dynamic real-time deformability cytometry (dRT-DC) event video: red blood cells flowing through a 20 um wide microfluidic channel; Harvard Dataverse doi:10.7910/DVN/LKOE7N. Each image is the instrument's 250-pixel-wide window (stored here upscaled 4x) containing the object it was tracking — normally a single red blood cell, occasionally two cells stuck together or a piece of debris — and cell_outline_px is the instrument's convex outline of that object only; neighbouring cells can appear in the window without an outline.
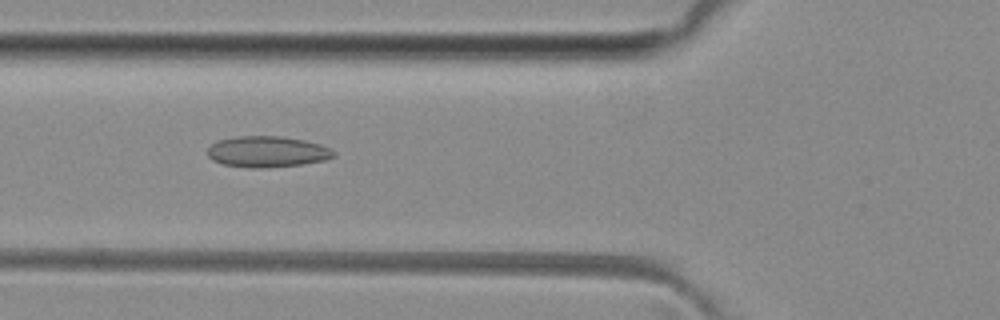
{"species": "common noctule bat (a hibernating species)", "species_latin": "Nyctalus noctula", "temperature_condition": "room temperature", "stored_images_in_passage": 7, "camera_frame_rate_fps": 3000, "um_per_image_px": 0.085, "animal": {"sex": "female", "body_mass_g": 29.2, "forearm_length_mm": 56.3}, "frame": {"image": 1, "passage_image": 5, "time_ms": 6.0, "image_size_px": [1000, 320], "cell_outline_px": [[336, 156], [324, 160], [300, 164], [264, 168], [248, 168], [224, 164], [212, 160], [208, 156], [208, 148], [212, 144], [220, 140], [236, 136], [280, 136], [304, 140], [320, 144], [336, 152]], "centroid_in_image_um": [22.71, 12.89], "position_along_channel_um": 103.1, "area_um2": 22.72}}
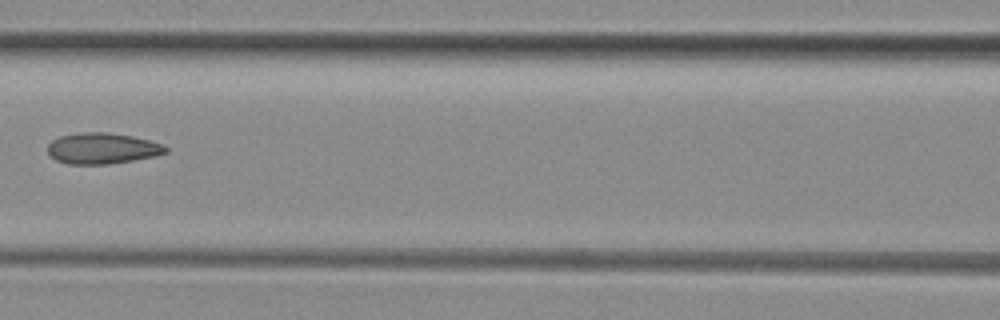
{"frame": {"image": 2, "passage_image": 6, "time_ms": 7.333, "image_size_px": [1000, 320], "cell_outline_px": [[168, 152], [156, 156], [108, 164], [68, 164], [56, 160], [48, 152], [48, 144], [52, 140], [60, 136], [80, 132], [108, 132], [132, 136], [148, 140], [160, 144], [168, 148]], "centroid_in_image_um": [8.68, 12.61], "position_along_channel_um": 157.9, "area_um2": 21.21}}
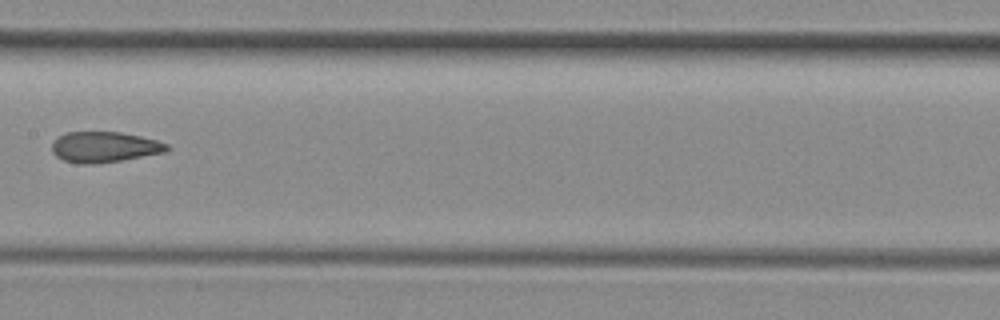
{"frame": {"image": 3, "passage_image": 7, "time_ms": 8.333, "image_size_px": [1000, 320], "cell_outline_px": [[168, 152], [96, 164], [76, 164], [64, 160], [56, 156], [52, 152], [52, 144], [64, 132], [120, 132], [140, 136], [156, 140], [168, 144]], "centroid_in_image_um": [8.87, 12.5], "position_along_channel_um": 198.5, "area_um2": 20.52}}